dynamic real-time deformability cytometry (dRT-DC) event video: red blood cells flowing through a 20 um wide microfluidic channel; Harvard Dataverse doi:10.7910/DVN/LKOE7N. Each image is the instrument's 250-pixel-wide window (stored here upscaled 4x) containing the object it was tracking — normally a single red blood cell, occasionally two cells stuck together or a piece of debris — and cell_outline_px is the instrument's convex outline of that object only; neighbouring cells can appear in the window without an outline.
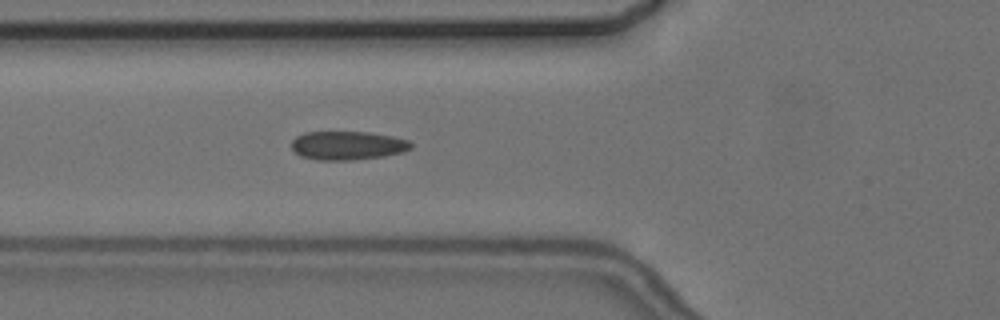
{"species": "common noctule bat (a hibernating species)", "species_latin": "Nyctalus noctula", "temperature_condition": "cold", "stored_images_in_passage": 6, "camera_frame_rate_fps": 3000, "um_per_image_px": 0.085, "animal": {"sex": "female", "body_mass_g": 24.6, "forearm_length_mm": 56.2}, "frame": {"image": 1, "passage_image": 6, "time_ms": 7.333, "image_size_px": [1000, 320], "cell_outline_px": [[412, 148], [404, 152], [384, 156], [352, 160], [316, 160], [300, 156], [292, 148], [292, 140], [296, 136], [304, 132], [368, 132], [392, 136], [408, 140], [412, 144]], "centroid_in_image_um": [29.55, 12.37], "position_along_channel_um": 96.3, "area_um2": 20.06}}